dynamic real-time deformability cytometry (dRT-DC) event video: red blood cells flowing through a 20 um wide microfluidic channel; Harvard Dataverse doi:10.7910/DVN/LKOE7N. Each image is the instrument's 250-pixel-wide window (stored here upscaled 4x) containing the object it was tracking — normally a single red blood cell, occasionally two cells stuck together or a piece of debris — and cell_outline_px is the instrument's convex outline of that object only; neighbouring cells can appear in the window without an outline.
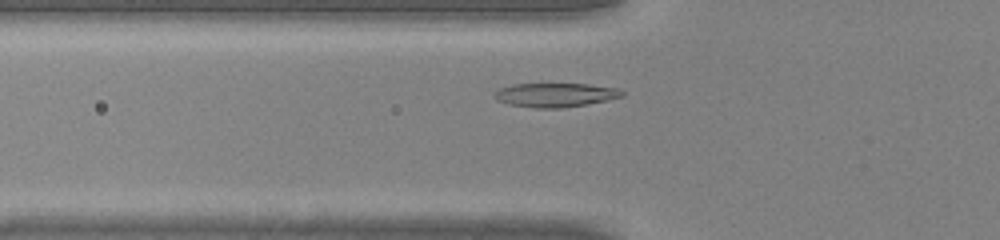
{"species": "common noctule bat (a hibernating species)", "species_latin": "Nyctalus noctula", "temperature_condition": "warm", "stored_images_in_passage": 31, "camera_frame_rate_fps": 3000, "um_per_image_px": 0.085, "animal": {"sex": "male", "body_mass_g": 20.0, "forearm_length_mm": 53.3}, "frame": {"image": 1, "passage_image": 6, "time_ms": 1.667, "image_size_px": [1000, 240], "cell_outline_px": [[624, 96], [588, 104], [560, 108], [536, 108], [508, 104], [496, 100], [492, 96], [492, 92], [500, 88], [512, 84], [588, 84], [616, 88], [624, 92]], "centroid_in_image_um": [47.14, 8.07], "position_along_channel_um": 78.7, "area_um2": 17.92}}
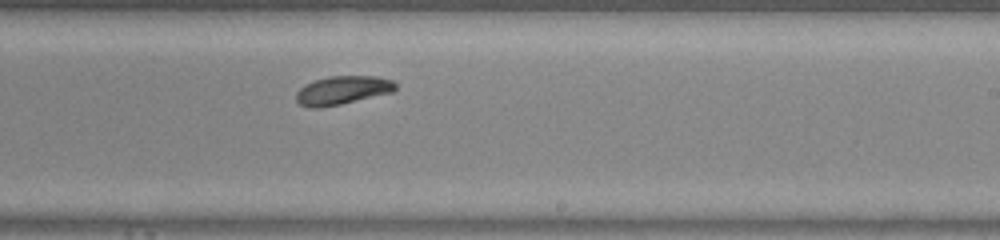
{"frame": {"image": 2, "passage_image": 19, "time_ms": 6.0, "image_size_px": [1000, 240], "cell_outline_px": [[396, 88], [392, 92], [340, 104], [320, 108], [308, 108], [300, 104], [296, 100], [296, 92], [300, 88], [316, 80], [328, 76], [376, 76], [392, 80], [396, 84]], "centroid_in_image_um": [29.1, 7.67], "position_along_channel_um": 259.9, "area_um2": 16.36}}
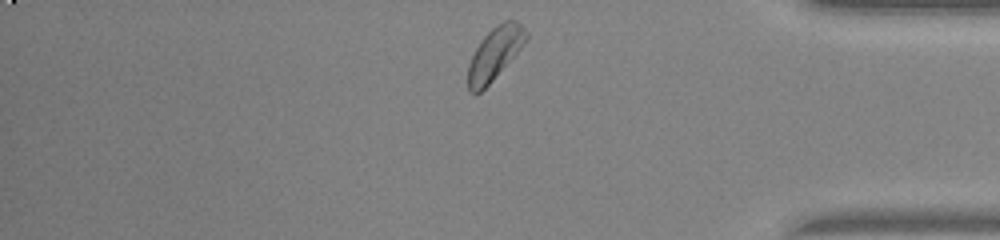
{"frame": {"image": 3, "passage_image": 30, "time_ms": 9.667, "image_size_px": [1000, 240], "cell_outline_px": [[528, 36], [520, 48], [492, 80], [476, 96], [468, 88], [468, 64], [476, 48], [484, 36], [496, 24], [504, 20], [516, 20], [528, 32]], "centroid_in_image_um": [42.04, 4.53], "position_along_channel_um": 393.2, "area_um2": 17.34}, "authors_computed_cell_mechanics": {"area_um2": 16.8776, "velocity_mm_per_s": 4.1817, "shape_relaxation_time_tau1_ms": 2.0707, "shape_relaxation_time_tau2_ms": null, "deformation_change_tau1": 0.1231, "deformation_change_tau2": null}}